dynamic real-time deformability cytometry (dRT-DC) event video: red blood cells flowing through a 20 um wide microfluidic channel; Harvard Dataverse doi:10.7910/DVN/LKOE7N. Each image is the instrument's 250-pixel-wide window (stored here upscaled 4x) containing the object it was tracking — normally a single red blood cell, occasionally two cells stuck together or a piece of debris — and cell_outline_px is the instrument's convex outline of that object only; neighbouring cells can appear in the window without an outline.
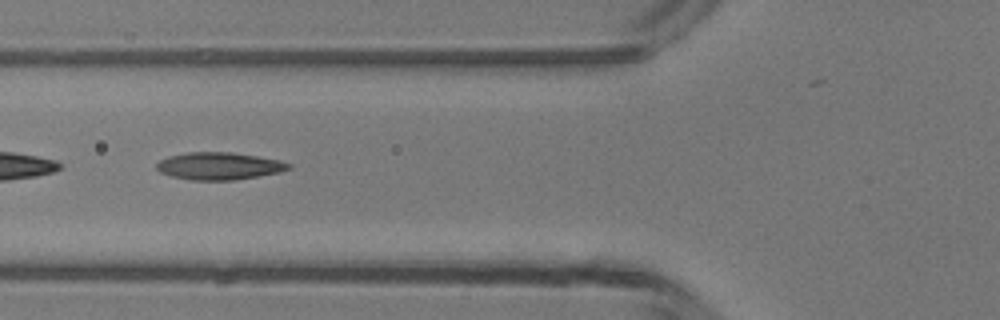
{"species": "common noctule bat (a hibernating species)", "species_latin": "Nyctalus noctula", "temperature_condition": "room temperature", "stored_images_in_passage": 47, "camera_frame_rate_fps": 3000, "um_per_image_px": 0.085, "animal": {"sex": "male", "body_mass_g": 13.3}, "frame": {"image": 1, "passage_image": 17, "time_ms": 5.333, "image_size_px": [1000, 320], "cell_outline_px": [[292, 168], [280, 172], [232, 180], [192, 180], [172, 176], [160, 172], [156, 168], [156, 164], [160, 160], [168, 156], [188, 152], [232, 152], [280, 160], [292, 164]], "centroid_in_image_um": [18.63, 14.1], "position_along_channel_um": 107.2, "area_um2": 20.98}}
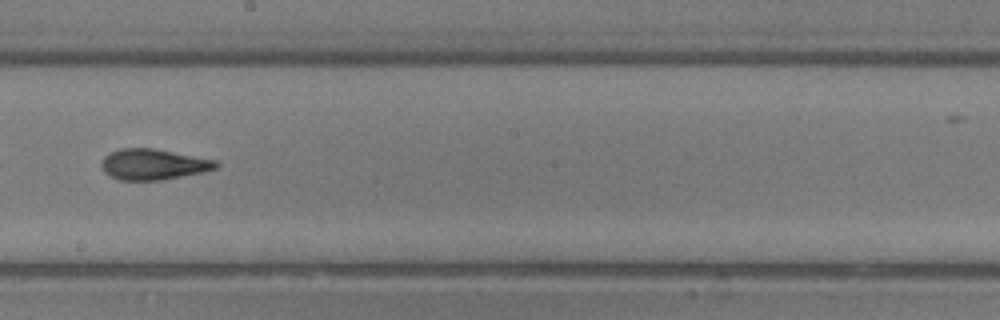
{"frame": {"image": 2, "passage_image": 26, "time_ms": 8.333, "image_size_px": [1000, 320], "cell_outline_px": [[220, 164], [216, 168], [204, 172], [160, 180], [120, 180], [104, 172], [100, 164], [104, 156], [120, 148], [152, 148], [216, 160]], "centroid_in_image_um": [13.03, 13.97], "position_along_channel_um": 235.2, "area_um2": 20.4}}
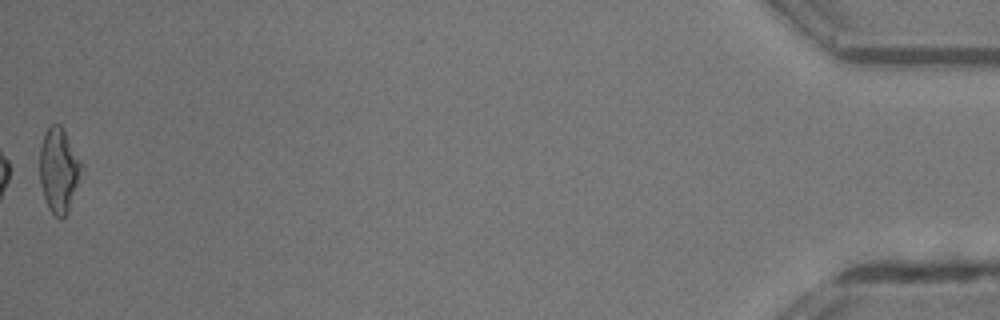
{"frame": {"image": 3, "passage_image": 47, "time_ms": 15.333, "image_size_px": [1000, 320], "cell_outline_px": [[84, 164], [68, 212], [60, 220], [48, 208], [40, 184], [40, 144], [44, 132], [52, 124], [60, 124], [64, 128]], "centroid_in_image_um": [5.01, 14.42], "position_along_channel_um": 430.2, "area_um2": 20.81}, "authors_computed_cell_mechanics": {"area_um2": 20.6346, "velocity_mm_per_s": 4.2547, "shape_relaxation_time_tau1_ms": 7.9202, "shape_relaxation_time_tau2_ms": 2.4792, "deformation_change_tau1": 0.2129, "deformation_change_tau2": 0.1212}}